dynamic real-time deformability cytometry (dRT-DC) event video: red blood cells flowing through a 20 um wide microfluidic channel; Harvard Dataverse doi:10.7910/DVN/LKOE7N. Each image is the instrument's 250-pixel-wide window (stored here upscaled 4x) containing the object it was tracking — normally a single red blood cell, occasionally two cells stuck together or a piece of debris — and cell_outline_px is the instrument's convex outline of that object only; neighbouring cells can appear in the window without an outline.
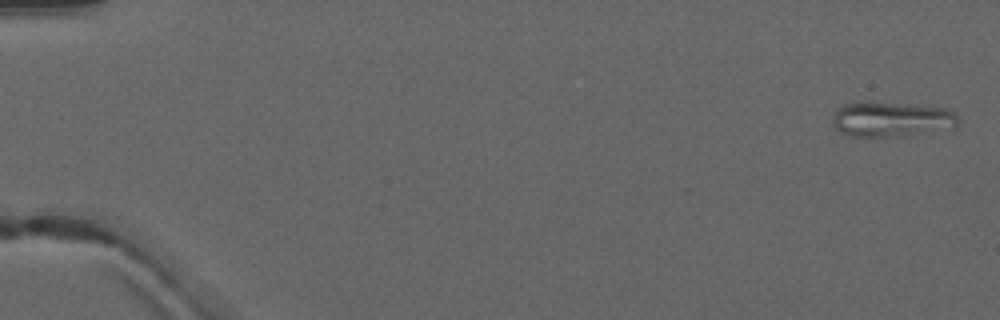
{"species": "common noctule bat (a hibernating species)", "species_latin": "Nyctalus noctula", "temperature_condition": "warm", "stored_images_in_passage": 6, "camera_frame_rate_fps": 3000, "um_per_image_px": 0.085, "animal": {"sex": "male", "forearm_length_mm": 52.5}, "frame": {"image": 1, "passage_image": 1, "time_ms": 0.0, "image_size_px": [1000, 320], "cell_outline_px": [[960, 120], [956, 124], [884, 136], [852, 136], [840, 132], [832, 124], [832, 120], [836, 112], [844, 104], [868, 100], [872, 100], [944, 108], [952, 112]], "centroid_in_image_um": [75.58, 10.06], "position_along_channel_um": 9.4, "area_um2": 24.28}}